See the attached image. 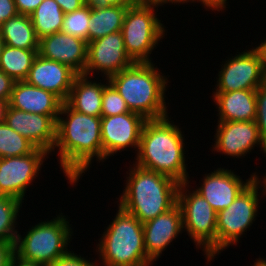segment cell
Returning <instances> with one entry per match:
<instances>
[{"mask_svg": "<svg viewBox=\"0 0 266 266\" xmlns=\"http://www.w3.org/2000/svg\"><path fill=\"white\" fill-rule=\"evenodd\" d=\"M64 13L55 0H43L29 15L37 38L61 32Z\"/></svg>", "mask_w": 266, "mask_h": 266, "instance_id": "484cf974", "label": "cell"}, {"mask_svg": "<svg viewBox=\"0 0 266 266\" xmlns=\"http://www.w3.org/2000/svg\"><path fill=\"white\" fill-rule=\"evenodd\" d=\"M55 1L59 4L64 14L78 10L86 4L85 0H55Z\"/></svg>", "mask_w": 266, "mask_h": 266, "instance_id": "f35d334b", "label": "cell"}, {"mask_svg": "<svg viewBox=\"0 0 266 266\" xmlns=\"http://www.w3.org/2000/svg\"><path fill=\"white\" fill-rule=\"evenodd\" d=\"M36 147L21 134L0 123V158L18 157L32 153Z\"/></svg>", "mask_w": 266, "mask_h": 266, "instance_id": "83f0119b", "label": "cell"}, {"mask_svg": "<svg viewBox=\"0 0 266 266\" xmlns=\"http://www.w3.org/2000/svg\"><path fill=\"white\" fill-rule=\"evenodd\" d=\"M128 7L110 6L98 9L90 8L88 42L121 31Z\"/></svg>", "mask_w": 266, "mask_h": 266, "instance_id": "cb8c5ba5", "label": "cell"}, {"mask_svg": "<svg viewBox=\"0 0 266 266\" xmlns=\"http://www.w3.org/2000/svg\"><path fill=\"white\" fill-rule=\"evenodd\" d=\"M15 255V241H0V266H10Z\"/></svg>", "mask_w": 266, "mask_h": 266, "instance_id": "d6a6232c", "label": "cell"}, {"mask_svg": "<svg viewBox=\"0 0 266 266\" xmlns=\"http://www.w3.org/2000/svg\"><path fill=\"white\" fill-rule=\"evenodd\" d=\"M132 166L126 172L125 189L116 201L121 208L144 223L177 204V181L134 163Z\"/></svg>", "mask_w": 266, "mask_h": 266, "instance_id": "3957f363", "label": "cell"}, {"mask_svg": "<svg viewBox=\"0 0 266 266\" xmlns=\"http://www.w3.org/2000/svg\"><path fill=\"white\" fill-rule=\"evenodd\" d=\"M259 135L266 147V82L256 89V118Z\"/></svg>", "mask_w": 266, "mask_h": 266, "instance_id": "4dcf8cb0", "label": "cell"}, {"mask_svg": "<svg viewBox=\"0 0 266 266\" xmlns=\"http://www.w3.org/2000/svg\"><path fill=\"white\" fill-rule=\"evenodd\" d=\"M38 49H20L5 45L0 58V70L15 82L25 81Z\"/></svg>", "mask_w": 266, "mask_h": 266, "instance_id": "d4e9b609", "label": "cell"}, {"mask_svg": "<svg viewBox=\"0 0 266 266\" xmlns=\"http://www.w3.org/2000/svg\"><path fill=\"white\" fill-rule=\"evenodd\" d=\"M91 261L86 257H82V255H78L73 251H68L65 255L59 257L55 262H53L50 266H100L98 265L97 259L96 261Z\"/></svg>", "mask_w": 266, "mask_h": 266, "instance_id": "1f68e13d", "label": "cell"}, {"mask_svg": "<svg viewBox=\"0 0 266 266\" xmlns=\"http://www.w3.org/2000/svg\"><path fill=\"white\" fill-rule=\"evenodd\" d=\"M10 266H47V265L21 259L19 256L15 254L12 258Z\"/></svg>", "mask_w": 266, "mask_h": 266, "instance_id": "60d3db41", "label": "cell"}, {"mask_svg": "<svg viewBox=\"0 0 266 266\" xmlns=\"http://www.w3.org/2000/svg\"><path fill=\"white\" fill-rule=\"evenodd\" d=\"M87 51V41L62 31L39 40L38 54L40 56L65 64L78 75L84 74Z\"/></svg>", "mask_w": 266, "mask_h": 266, "instance_id": "ac0fdd59", "label": "cell"}, {"mask_svg": "<svg viewBox=\"0 0 266 266\" xmlns=\"http://www.w3.org/2000/svg\"><path fill=\"white\" fill-rule=\"evenodd\" d=\"M8 106V101L0 100V123H3L5 120L6 110Z\"/></svg>", "mask_w": 266, "mask_h": 266, "instance_id": "7bdbcfd3", "label": "cell"}, {"mask_svg": "<svg viewBox=\"0 0 266 266\" xmlns=\"http://www.w3.org/2000/svg\"><path fill=\"white\" fill-rule=\"evenodd\" d=\"M22 203L14 197L0 195V241H16Z\"/></svg>", "mask_w": 266, "mask_h": 266, "instance_id": "4316f807", "label": "cell"}, {"mask_svg": "<svg viewBox=\"0 0 266 266\" xmlns=\"http://www.w3.org/2000/svg\"><path fill=\"white\" fill-rule=\"evenodd\" d=\"M43 0H14L18 14L30 15Z\"/></svg>", "mask_w": 266, "mask_h": 266, "instance_id": "74e56055", "label": "cell"}, {"mask_svg": "<svg viewBox=\"0 0 266 266\" xmlns=\"http://www.w3.org/2000/svg\"><path fill=\"white\" fill-rule=\"evenodd\" d=\"M169 116L146 120L134 164L172 178L189 182L184 131Z\"/></svg>", "mask_w": 266, "mask_h": 266, "instance_id": "7a4b0ae2", "label": "cell"}, {"mask_svg": "<svg viewBox=\"0 0 266 266\" xmlns=\"http://www.w3.org/2000/svg\"><path fill=\"white\" fill-rule=\"evenodd\" d=\"M256 261L254 262L253 265L251 266H266V260L264 259V257H259L257 259H255Z\"/></svg>", "mask_w": 266, "mask_h": 266, "instance_id": "ee69618b", "label": "cell"}, {"mask_svg": "<svg viewBox=\"0 0 266 266\" xmlns=\"http://www.w3.org/2000/svg\"><path fill=\"white\" fill-rule=\"evenodd\" d=\"M128 112L130 110L124 98L110 82L106 83L102 95L101 116L120 115Z\"/></svg>", "mask_w": 266, "mask_h": 266, "instance_id": "f546056e", "label": "cell"}, {"mask_svg": "<svg viewBox=\"0 0 266 266\" xmlns=\"http://www.w3.org/2000/svg\"><path fill=\"white\" fill-rule=\"evenodd\" d=\"M89 19L90 7L85 4L80 9L64 15L61 31L88 42Z\"/></svg>", "mask_w": 266, "mask_h": 266, "instance_id": "f1b7e54d", "label": "cell"}, {"mask_svg": "<svg viewBox=\"0 0 266 266\" xmlns=\"http://www.w3.org/2000/svg\"><path fill=\"white\" fill-rule=\"evenodd\" d=\"M57 217L32 225L21 236L18 232L15 241V254L21 259L50 266L65 255L74 234L68 217L60 212Z\"/></svg>", "mask_w": 266, "mask_h": 266, "instance_id": "8992f818", "label": "cell"}, {"mask_svg": "<svg viewBox=\"0 0 266 266\" xmlns=\"http://www.w3.org/2000/svg\"><path fill=\"white\" fill-rule=\"evenodd\" d=\"M0 32L7 46L39 49V39L29 15L18 14L10 18L0 26Z\"/></svg>", "mask_w": 266, "mask_h": 266, "instance_id": "603a6c76", "label": "cell"}, {"mask_svg": "<svg viewBox=\"0 0 266 266\" xmlns=\"http://www.w3.org/2000/svg\"><path fill=\"white\" fill-rule=\"evenodd\" d=\"M258 175L256 171L246 180L235 174L234 170L217 168L211 173H205L201 186L195 190L202 195L211 207L219 212L229 207L241 191Z\"/></svg>", "mask_w": 266, "mask_h": 266, "instance_id": "9a60e30c", "label": "cell"}, {"mask_svg": "<svg viewBox=\"0 0 266 266\" xmlns=\"http://www.w3.org/2000/svg\"><path fill=\"white\" fill-rule=\"evenodd\" d=\"M4 122L36 148L51 155L56 143L57 125L51 116L25 112L8 106Z\"/></svg>", "mask_w": 266, "mask_h": 266, "instance_id": "2e32d148", "label": "cell"}, {"mask_svg": "<svg viewBox=\"0 0 266 266\" xmlns=\"http://www.w3.org/2000/svg\"><path fill=\"white\" fill-rule=\"evenodd\" d=\"M91 78L93 77L77 75L66 103L79 113L101 117L103 90L105 83H108L109 80L104 78L102 83V80L97 82Z\"/></svg>", "mask_w": 266, "mask_h": 266, "instance_id": "7402d4cb", "label": "cell"}, {"mask_svg": "<svg viewBox=\"0 0 266 266\" xmlns=\"http://www.w3.org/2000/svg\"><path fill=\"white\" fill-rule=\"evenodd\" d=\"M116 216L96 244L101 266H152L144 247L143 223L118 205ZM102 261V262H101Z\"/></svg>", "mask_w": 266, "mask_h": 266, "instance_id": "5b68a950", "label": "cell"}, {"mask_svg": "<svg viewBox=\"0 0 266 266\" xmlns=\"http://www.w3.org/2000/svg\"><path fill=\"white\" fill-rule=\"evenodd\" d=\"M18 15L14 0H0V26Z\"/></svg>", "mask_w": 266, "mask_h": 266, "instance_id": "836d02e7", "label": "cell"}, {"mask_svg": "<svg viewBox=\"0 0 266 266\" xmlns=\"http://www.w3.org/2000/svg\"><path fill=\"white\" fill-rule=\"evenodd\" d=\"M135 62L127 54L122 32H114L88 42L87 64L83 75L97 73L104 78L130 67Z\"/></svg>", "mask_w": 266, "mask_h": 266, "instance_id": "4fadbf2b", "label": "cell"}, {"mask_svg": "<svg viewBox=\"0 0 266 266\" xmlns=\"http://www.w3.org/2000/svg\"><path fill=\"white\" fill-rule=\"evenodd\" d=\"M63 101L50 91L17 81L14 84L8 105L9 107L41 115H49L56 122Z\"/></svg>", "mask_w": 266, "mask_h": 266, "instance_id": "ffe728a7", "label": "cell"}, {"mask_svg": "<svg viewBox=\"0 0 266 266\" xmlns=\"http://www.w3.org/2000/svg\"><path fill=\"white\" fill-rule=\"evenodd\" d=\"M212 152L242 159L254 150L255 146L266 156V147L262 143L255 121H217Z\"/></svg>", "mask_w": 266, "mask_h": 266, "instance_id": "5bb4252c", "label": "cell"}, {"mask_svg": "<svg viewBox=\"0 0 266 266\" xmlns=\"http://www.w3.org/2000/svg\"><path fill=\"white\" fill-rule=\"evenodd\" d=\"M48 156L49 153L36 148L28 155L0 158V195L24 202L27 188L39 176L41 166Z\"/></svg>", "mask_w": 266, "mask_h": 266, "instance_id": "8fae6325", "label": "cell"}, {"mask_svg": "<svg viewBox=\"0 0 266 266\" xmlns=\"http://www.w3.org/2000/svg\"><path fill=\"white\" fill-rule=\"evenodd\" d=\"M144 247L148 258L154 263L183 233V220L180 206L176 204L167 212L143 223Z\"/></svg>", "mask_w": 266, "mask_h": 266, "instance_id": "e0dca14e", "label": "cell"}, {"mask_svg": "<svg viewBox=\"0 0 266 266\" xmlns=\"http://www.w3.org/2000/svg\"><path fill=\"white\" fill-rule=\"evenodd\" d=\"M262 187L261 180L256 176L229 207L217 212L216 255L225 251L224 249L229 248L230 245H237L241 236L246 234L247 229L256 221L260 200L266 197L264 187Z\"/></svg>", "mask_w": 266, "mask_h": 266, "instance_id": "ba28073f", "label": "cell"}, {"mask_svg": "<svg viewBox=\"0 0 266 266\" xmlns=\"http://www.w3.org/2000/svg\"><path fill=\"white\" fill-rule=\"evenodd\" d=\"M218 121H255L256 90L213 92Z\"/></svg>", "mask_w": 266, "mask_h": 266, "instance_id": "44dd1931", "label": "cell"}, {"mask_svg": "<svg viewBox=\"0 0 266 266\" xmlns=\"http://www.w3.org/2000/svg\"><path fill=\"white\" fill-rule=\"evenodd\" d=\"M56 149L59 168L69 180L67 182L76 186L80 177L92 166L94 158L102 162L101 117L79 113L63 102L52 152Z\"/></svg>", "mask_w": 266, "mask_h": 266, "instance_id": "6da1fadb", "label": "cell"}, {"mask_svg": "<svg viewBox=\"0 0 266 266\" xmlns=\"http://www.w3.org/2000/svg\"><path fill=\"white\" fill-rule=\"evenodd\" d=\"M4 46H5V41H4L3 37L1 36V32H0V58H1Z\"/></svg>", "mask_w": 266, "mask_h": 266, "instance_id": "f6af8a7d", "label": "cell"}, {"mask_svg": "<svg viewBox=\"0 0 266 266\" xmlns=\"http://www.w3.org/2000/svg\"><path fill=\"white\" fill-rule=\"evenodd\" d=\"M152 63L135 62L128 68L110 76L109 82L124 98L131 112L142 115L146 120L168 116L166 91L169 76Z\"/></svg>", "mask_w": 266, "mask_h": 266, "instance_id": "277c9868", "label": "cell"}, {"mask_svg": "<svg viewBox=\"0 0 266 266\" xmlns=\"http://www.w3.org/2000/svg\"><path fill=\"white\" fill-rule=\"evenodd\" d=\"M257 177H258L259 180H262L261 183H262V185L264 187V190H265V193H266V172H265L264 177L262 176V178H260L259 175H257Z\"/></svg>", "mask_w": 266, "mask_h": 266, "instance_id": "bcb514c9", "label": "cell"}, {"mask_svg": "<svg viewBox=\"0 0 266 266\" xmlns=\"http://www.w3.org/2000/svg\"><path fill=\"white\" fill-rule=\"evenodd\" d=\"M160 6L134 1L127 9L121 32L125 50L134 62L152 63V51L167 35V27L157 18Z\"/></svg>", "mask_w": 266, "mask_h": 266, "instance_id": "52a82bcc", "label": "cell"}, {"mask_svg": "<svg viewBox=\"0 0 266 266\" xmlns=\"http://www.w3.org/2000/svg\"><path fill=\"white\" fill-rule=\"evenodd\" d=\"M135 1H138V2H143V3H151V4H158V5H165V4H169L171 3L172 4H182V0H135Z\"/></svg>", "mask_w": 266, "mask_h": 266, "instance_id": "b9f144b4", "label": "cell"}, {"mask_svg": "<svg viewBox=\"0 0 266 266\" xmlns=\"http://www.w3.org/2000/svg\"><path fill=\"white\" fill-rule=\"evenodd\" d=\"M190 181L179 185L177 204L180 206L183 231L192 239L196 248L211 263L216 257V218L217 212L196 190L190 189Z\"/></svg>", "mask_w": 266, "mask_h": 266, "instance_id": "9c48e42d", "label": "cell"}, {"mask_svg": "<svg viewBox=\"0 0 266 266\" xmlns=\"http://www.w3.org/2000/svg\"><path fill=\"white\" fill-rule=\"evenodd\" d=\"M78 74L69 66L40 56L35 57L25 81L50 91L66 102Z\"/></svg>", "mask_w": 266, "mask_h": 266, "instance_id": "d6986e66", "label": "cell"}, {"mask_svg": "<svg viewBox=\"0 0 266 266\" xmlns=\"http://www.w3.org/2000/svg\"><path fill=\"white\" fill-rule=\"evenodd\" d=\"M15 81L0 70V100L9 102Z\"/></svg>", "mask_w": 266, "mask_h": 266, "instance_id": "e575fe53", "label": "cell"}, {"mask_svg": "<svg viewBox=\"0 0 266 266\" xmlns=\"http://www.w3.org/2000/svg\"><path fill=\"white\" fill-rule=\"evenodd\" d=\"M201 3L203 8L208 9V11L211 9L212 11H217L220 13V11L226 10V7L228 5L227 0H182V4H188V3ZM227 3V4H226Z\"/></svg>", "mask_w": 266, "mask_h": 266, "instance_id": "8d00e7d4", "label": "cell"}, {"mask_svg": "<svg viewBox=\"0 0 266 266\" xmlns=\"http://www.w3.org/2000/svg\"><path fill=\"white\" fill-rule=\"evenodd\" d=\"M222 61L214 92L256 90L266 82L261 57L253 47Z\"/></svg>", "mask_w": 266, "mask_h": 266, "instance_id": "30bf717a", "label": "cell"}, {"mask_svg": "<svg viewBox=\"0 0 266 266\" xmlns=\"http://www.w3.org/2000/svg\"><path fill=\"white\" fill-rule=\"evenodd\" d=\"M91 9L105 8L110 6H129L135 0H85Z\"/></svg>", "mask_w": 266, "mask_h": 266, "instance_id": "d590c367", "label": "cell"}, {"mask_svg": "<svg viewBox=\"0 0 266 266\" xmlns=\"http://www.w3.org/2000/svg\"><path fill=\"white\" fill-rule=\"evenodd\" d=\"M146 119L135 112L101 116L102 162L114 154L134 148L137 154Z\"/></svg>", "mask_w": 266, "mask_h": 266, "instance_id": "7c38bea8", "label": "cell"}, {"mask_svg": "<svg viewBox=\"0 0 266 266\" xmlns=\"http://www.w3.org/2000/svg\"><path fill=\"white\" fill-rule=\"evenodd\" d=\"M254 48L258 51L261 57L262 69L266 79V39L264 38V42L261 41V43H258V46L256 45Z\"/></svg>", "mask_w": 266, "mask_h": 266, "instance_id": "ab89813d", "label": "cell"}]
</instances>
